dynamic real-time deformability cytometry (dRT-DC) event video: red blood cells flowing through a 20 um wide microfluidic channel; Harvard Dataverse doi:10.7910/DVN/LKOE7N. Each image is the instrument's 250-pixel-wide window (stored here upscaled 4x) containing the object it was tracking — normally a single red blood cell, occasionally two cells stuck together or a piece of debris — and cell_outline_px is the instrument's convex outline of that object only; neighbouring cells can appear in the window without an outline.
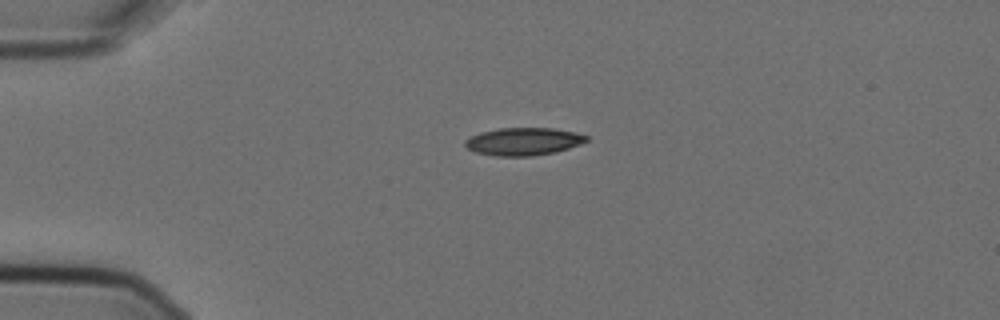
{"species": "Egyptian fruit bat (a non-hibernating species)", "species_latin": "Rousettus aegyptiacus", "temperature_condition": "cold", "stored_images_in_passage": 4, "camera_frame_rate_fps": 3000, "um_per_image_px": 0.085, "animal": {"sex": "female"}, "frame": {"image": 1, "passage_image": 3, "time_ms": 0.667, "image_size_px": [1000, 320], "cell_outline_px": [[588, 140], [580, 144], [556, 152], [532, 156], [496, 156], [476, 152], [468, 148], [464, 144], [464, 140], [480, 132], [500, 128], [552, 128], [576, 132], [588, 136]], "centroid_in_image_um": [44.5, 12.02], "position_along_channel_um": 40.5, "area_um2": 19.54}}